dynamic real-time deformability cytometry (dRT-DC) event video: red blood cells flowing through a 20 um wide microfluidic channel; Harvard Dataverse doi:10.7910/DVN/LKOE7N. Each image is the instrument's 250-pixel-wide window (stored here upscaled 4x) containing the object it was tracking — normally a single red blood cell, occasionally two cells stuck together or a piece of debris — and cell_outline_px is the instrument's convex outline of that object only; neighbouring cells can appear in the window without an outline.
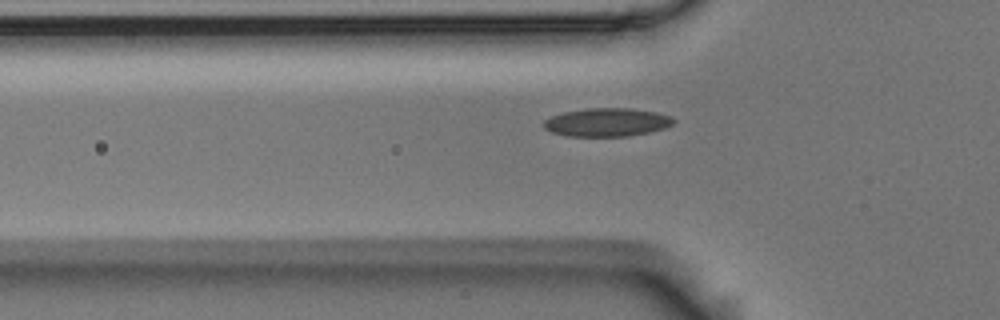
{"species": "Egyptian fruit bat (a non-hibernating species)", "species_latin": "Rousettus aegyptiacus", "temperature_condition": "room temperature", "stored_images_in_passage": 36, "camera_frame_rate_fps": 3000, "um_per_image_px": 0.085, "animal": {"sex": "male"}, "frame": {"image": 1, "passage_image": 6, "time_ms": 1.667, "image_size_px": [1000, 320], "cell_outline_px": [[676, 120], [672, 124], [664, 128], [648, 132], [628, 136], [568, 136], [552, 132], [544, 128], [544, 120], [552, 116], [564, 112], [588, 108], [632, 108], [656, 112], [672, 116]], "centroid_in_image_um": [51.61, 10.39], "position_along_channel_um": 74.2, "area_um2": 21.39}}
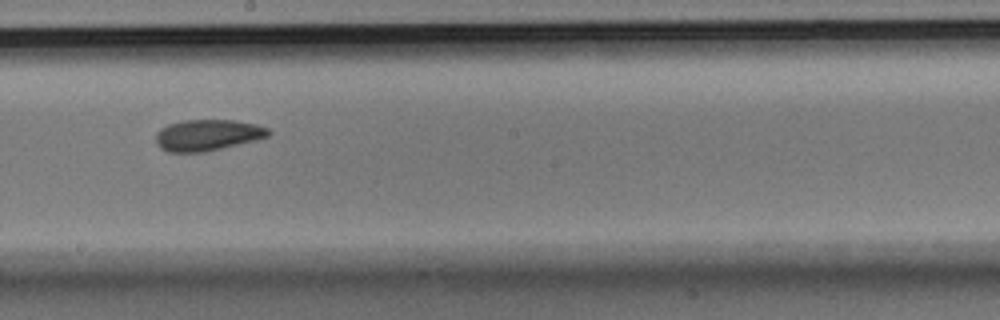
{"frame": {"image": 2, "passage_image": 19, "time_ms": 6.0, "image_size_px": [1000, 320], "cell_outline_px": [[272, 132], [268, 136], [256, 140], [204, 152], [168, 152], [160, 148], [156, 144], [156, 132], [160, 128], [168, 124], [184, 120], [232, 120], [256, 124], [268, 128]], "centroid_in_image_um": [17.62, 11.48], "position_along_channel_um": 230.6, "area_um2": 20.52}}
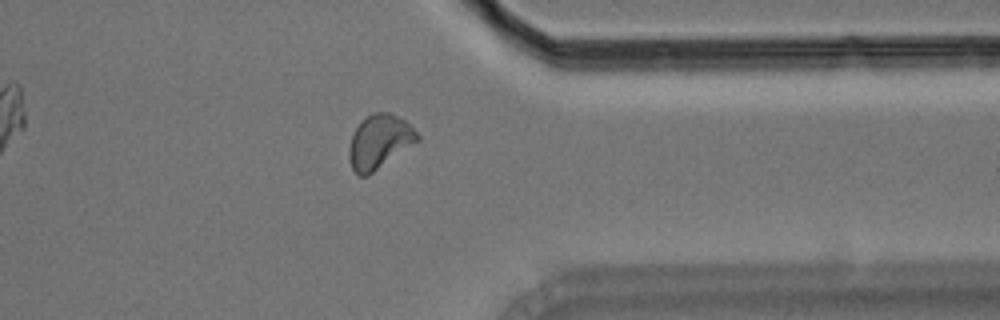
{"frame": {"image": 3, "passage_image": 32, "time_ms": 10.333, "image_size_px": [1000, 320], "cell_outline_px": [[420, 140], [368, 176], [356, 176], [352, 168], [348, 156], [348, 152], [352, 132], [360, 120], [372, 112], [388, 112], [404, 120], [420, 136]], "centroid_in_image_um": [32.21, 12.05], "position_along_channel_um": 379.2, "area_um2": 21.68}, "authors_computed_cell_mechanics": {"area_um2": 20.519, "velocity_mm_per_s": 3.5891, "shape_relaxation_time_tau1_ms": 8.2931, "shape_relaxation_time_tau2_ms": 4.3069, "deformation_change_tau1": 0.1405, "deformation_change_tau2": 0.1121}}